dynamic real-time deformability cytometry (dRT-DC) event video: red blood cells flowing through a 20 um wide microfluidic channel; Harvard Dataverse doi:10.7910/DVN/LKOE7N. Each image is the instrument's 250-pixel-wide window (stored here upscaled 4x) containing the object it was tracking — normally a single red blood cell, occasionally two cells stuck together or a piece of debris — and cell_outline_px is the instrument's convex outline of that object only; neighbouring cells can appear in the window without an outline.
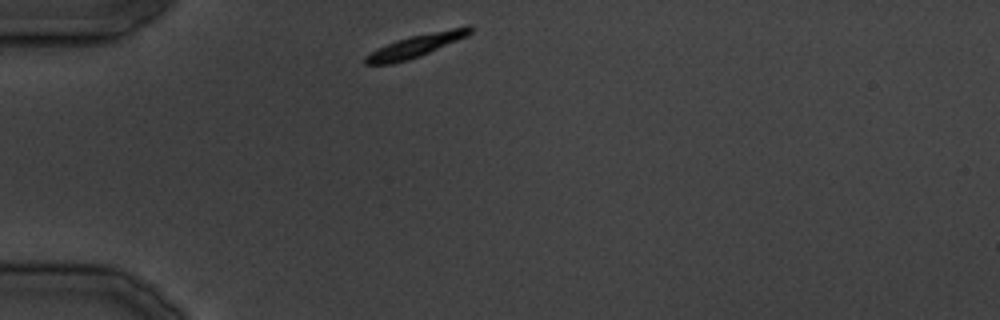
{"species": "common noctule bat (a hibernating species)", "species_latin": "Nyctalus noctula", "temperature_condition": "cold", "stored_images_in_passage": 27, "camera_frame_rate_fps": 3000, "um_per_image_px": 0.085, "animal": {"sex": "male", "body_mass_g": 19.5, "forearm_length_mm": 54.6}, "frame": {"image": 1, "passage_image": 1, "time_ms": 0.0, "image_size_px": [1000, 320], "cell_outline_px": [[472, 32], [468, 36], [420, 56], [408, 60], [392, 64], [364, 64], [364, 56], [396, 40], [412, 36], [468, 24], [472, 28]], "centroid_in_image_um": [35.41, 3.88], "position_along_channel_um": 49.6, "area_um2": 13.7}}
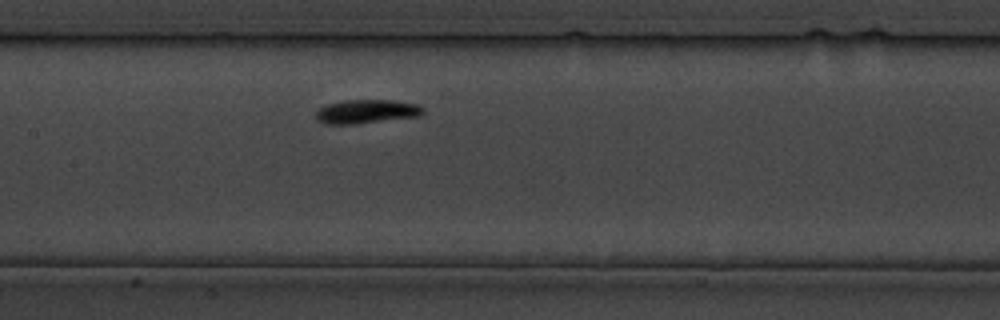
{"frame": {"image": 2, "passage_image": 9, "time_ms": 10.0, "image_size_px": [1000, 320], "cell_outline_px": [[424, 112], [420, 116], [356, 124], [324, 124], [316, 120], [316, 112], [324, 104], [344, 100], [396, 100], [416, 104], [424, 108]], "centroid_in_image_um": [31.13, 9.48], "position_along_channel_um": 176.3, "area_um2": 15.09}}
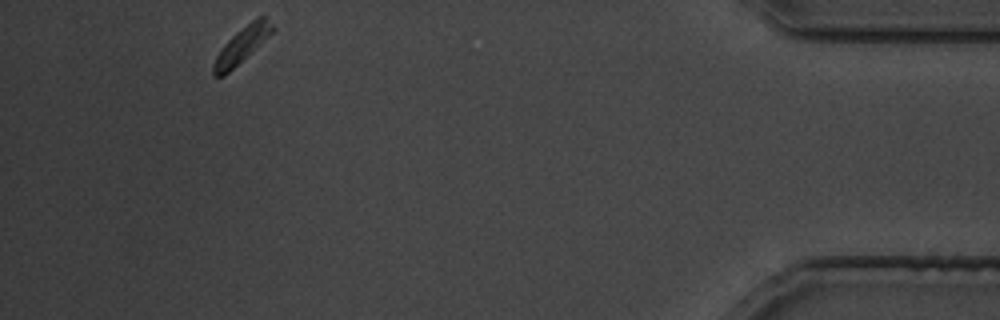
{"frame": {"image": 3, "passage_image": 25, "time_ms": 30.0, "image_size_px": [1000, 320], "cell_outline_px": [[272, 32], [224, 76], [212, 76], [212, 64], [216, 56], [224, 44], [236, 32], [252, 20], [260, 16], [264, 16], [272, 24]], "centroid_in_image_um": [20.48, 3.85], "position_along_channel_um": 414.7, "area_um2": 11.73}}